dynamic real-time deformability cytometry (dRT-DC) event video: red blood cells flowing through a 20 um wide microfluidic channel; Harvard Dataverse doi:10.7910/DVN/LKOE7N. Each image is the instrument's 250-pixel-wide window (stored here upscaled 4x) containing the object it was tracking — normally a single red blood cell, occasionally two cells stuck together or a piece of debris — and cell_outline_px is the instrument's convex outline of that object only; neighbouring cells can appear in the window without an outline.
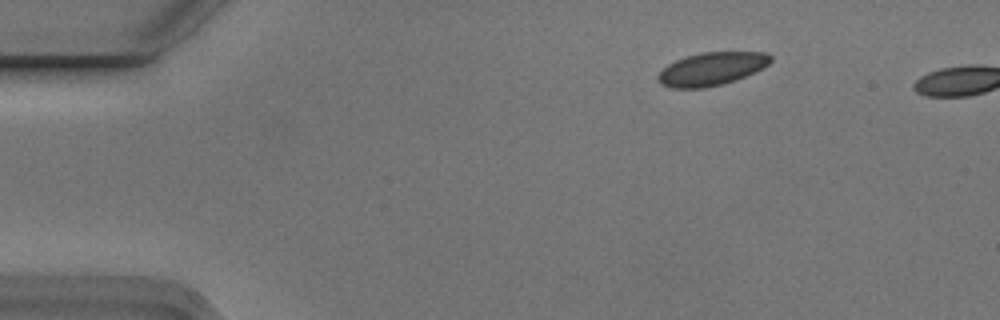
{"species": "Egyptian fruit bat (a non-hibernating species)", "species_latin": "Rousettus aegyptiacus", "temperature_condition": "cold", "stored_images_in_passage": 2, "camera_frame_rate_fps": 3000, "um_per_image_px": 0.085, "animal": {"sex": "male"}, "frame": {"image": 1, "passage_image": 1, "time_ms": 0.0, "image_size_px": [1000, 320], "cell_outline_px": [[772, 60], [764, 68], [736, 80], [704, 88], [672, 88], [660, 84], [656, 76], [668, 64], [676, 60], [700, 52], [768, 52], [772, 56]], "centroid_in_image_um": [60.5, 5.85], "position_along_channel_um": 24.5, "area_um2": 21.73}}